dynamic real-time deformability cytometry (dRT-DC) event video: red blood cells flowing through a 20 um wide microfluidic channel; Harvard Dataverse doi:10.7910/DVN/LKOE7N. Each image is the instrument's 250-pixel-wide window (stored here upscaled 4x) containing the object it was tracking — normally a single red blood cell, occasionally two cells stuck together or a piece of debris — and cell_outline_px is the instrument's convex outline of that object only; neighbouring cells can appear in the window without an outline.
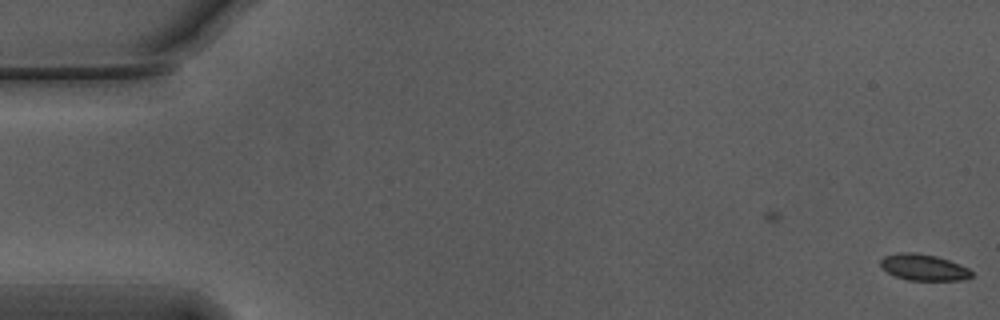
{"species": "Egyptian fruit bat (a non-hibernating species)", "species_latin": "Rousettus aegyptiacus", "temperature_condition": "warm", "stored_images_in_passage": 48, "camera_frame_rate_fps": 3000, "um_per_image_px": 0.085, "animal": {"sex": "male"}, "frame": {"image": 1, "passage_image": 1, "time_ms": 0.0, "image_size_px": [1000, 320], "cell_outline_px": [[972, 276], [964, 280], [908, 280], [896, 276], [880, 268], [880, 260], [884, 256], [900, 252], [916, 252], [936, 256], [960, 264], [968, 268], [972, 272]], "centroid_in_image_um": [78.49, 22.72], "position_along_channel_um": 6.5, "area_um2": 13.99}}
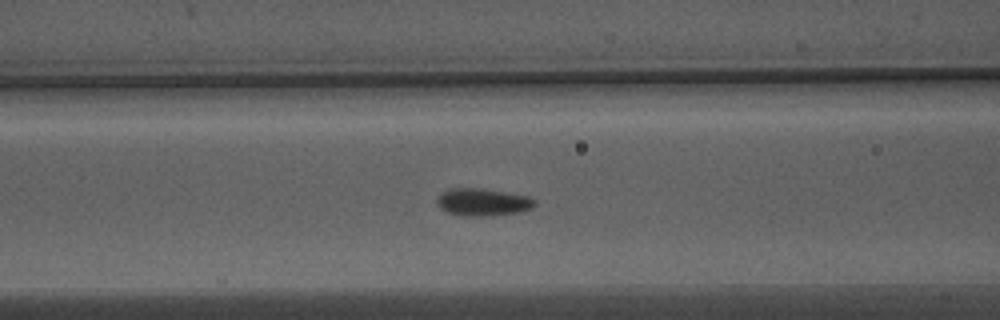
{"frame": {"image": 2, "passage_image": 23, "time_ms": 7.333, "image_size_px": [1000, 320], "cell_outline_px": [[536, 204], [532, 208], [520, 212], [492, 216], [460, 216], [448, 212], [440, 208], [436, 204], [436, 196], [440, 192], [448, 188], [480, 188], [528, 196], [536, 200]], "centroid_in_image_um": [40.99, 17.18], "position_along_channel_um": 125.6, "area_um2": 15.95}}
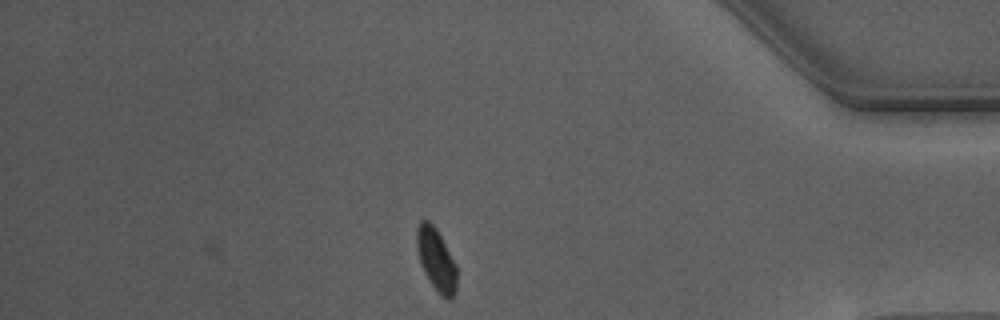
{"frame": {"image": 3, "passage_image": 48, "time_ms": 15.667, "image_size_px": [1000, 320], "cell_outline_px": [[456, 292], [452, 300], [448, 300], [440, 296], [424, 272], [416, 248], [416, 228], [420, 220], [428, 220], [436, 228], [456, 264]], "centroid_in_image_um": [37.08, 22.08], "position_along_channel_um": 398.1, "area_um2": 14.62}, "authors_computed_cell_mechanics": {"area_um2": 14.6234, "velocity_mm_per_s": 3.7319, "shape_relaxation_time_tau1_ms": 2.6554, "shape_relaxation_time_tau2_ms": null, "deformation_change_tau1": 0.0858, "deformation_change_tau2": null}}